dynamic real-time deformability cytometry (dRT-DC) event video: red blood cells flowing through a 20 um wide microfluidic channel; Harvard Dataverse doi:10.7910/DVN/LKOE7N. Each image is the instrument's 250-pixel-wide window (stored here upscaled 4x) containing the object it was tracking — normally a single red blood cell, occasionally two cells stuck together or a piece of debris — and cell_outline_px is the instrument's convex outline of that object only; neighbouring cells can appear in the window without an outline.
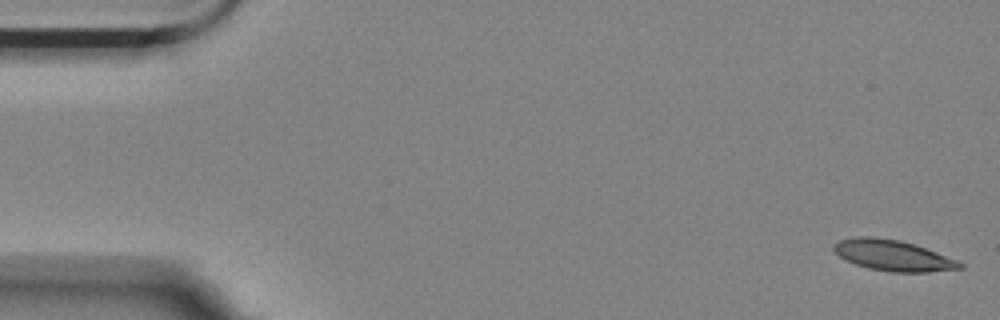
{"species": "Egyptian fruit bat (a non-hibernating species)", "species_latin": "Rousettus aegyptiacus", "temperature_condition": "room temperature", "stored_images_in_passage": 56, "camera_frame_rate_fps": 3000, "um_per_image_px": 0.085, "animal": {"sex": "female"}, "frame": {"image": 1, "passage_image": 1, "time_ms": 0.0, "image_size_px": [1000, 320], "cell_outline_px": [[964, 268], [928, 272], [892, 272], [868, 268], [844, 260], [832, 248], [832, 244], [840, 240], [856, 236], [872, 236], [900, 240], [936, 252], [956, 260], [964, 264]], "centroid_in_image_um": [75.87, 21.71], "position_along_channel_um": 9.1, "area_um2": 22.54}}
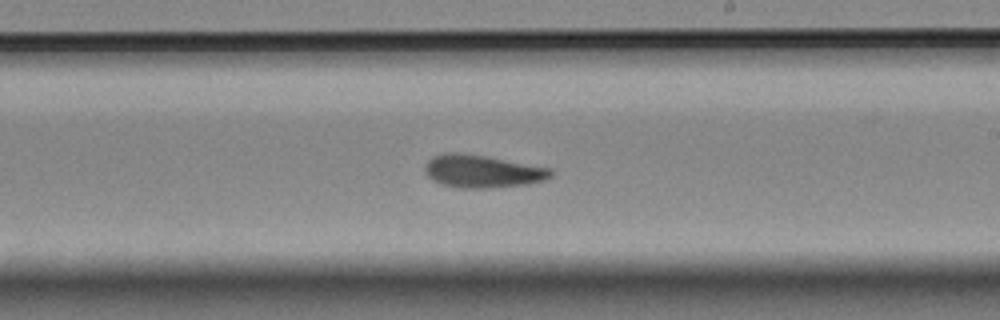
{"frame": {"image": 2, "passage_image": 32, "time_ms": 10.333, "image_size_px": [1000, 320], "cell_outline_px": [[552, 176], [544, 180], [528, 184], [484, 188], [460, 188], [440, 184], [432, 180], [424, 172], [424, 168], [428, 160], [432, 156], [444, 152], [460, 152], [488, 156], [552, 168]], "centroid_in_image_um": [40.97, 14.54], "position_along_channel_um": 248.0, "area_um2": 24.33}}
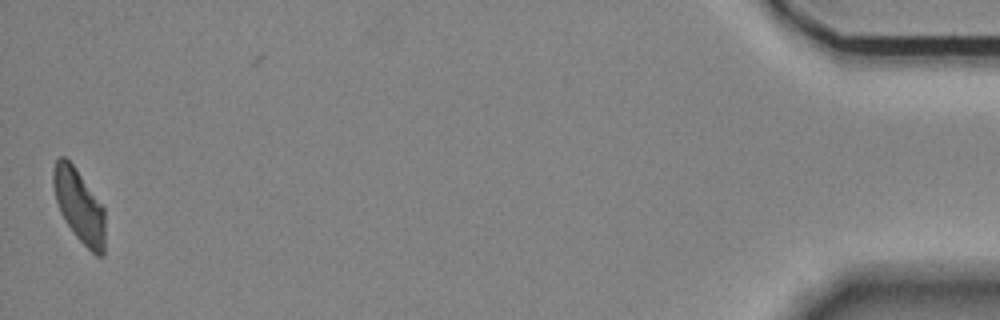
{"frame": {"image": 3, "passage_image": 55, "time_ms": 18.0, "image_size_px": [1000, 320], "cell_outline_px": [[104, 256], [96, 256], [76, 236], [60, 212], [56, 200], [52, 184], [52, 172], [56, 160], [60, 156], [64, 156], [72, 164], [104, 208]], "centroid_in_image_um": [6.71, 17.49], "position_along_channel_um": 428.5, "area_um2": 21.62}, "authors_computed_cell_mechanics": {"area_um2": 23.12, "velocity_mm_per_s": 3.5434, "shape_relaxation_time_tau1_ms": 5.5104, "shape_relaxation_time_tau2_ms": 4.525, "deformation_change_tau1": 0.1297, "deformation_change_tau2": 0.1104}}